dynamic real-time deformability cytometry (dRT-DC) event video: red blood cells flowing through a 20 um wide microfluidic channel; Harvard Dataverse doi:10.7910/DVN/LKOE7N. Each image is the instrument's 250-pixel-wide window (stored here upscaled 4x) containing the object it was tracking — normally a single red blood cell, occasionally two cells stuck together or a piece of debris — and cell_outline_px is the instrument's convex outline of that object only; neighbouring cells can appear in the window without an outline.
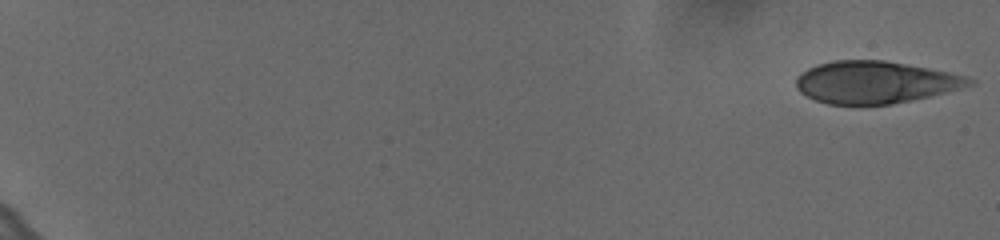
{"species": "human", "species_latin": "Homo sapiens", "temperature_condition": "cold", "stored_images_in_passage": 40, "camera_frame_rate_fps": 3000, "um_per_image_px": 0.085, "donor": {"sex": "female"}, "frame": {"image": 1, "passage_image": 1, "time_ms": 0.0, "image_size_px": [1000, 240], "cell_outline_px": [[976, 84], [912, 100], [892, 104], [828, 104], [816, 100], [800, 92], [796, 88], [796, 76], [808, 68], [816, 64], [832, 60], [884, 60], [928, 68], [968, 76], [976, 80]], "centroid_in_image_um": [74.38, 6.98], "position_along_channel_um": 10.6, "area_um2": 42.48}}
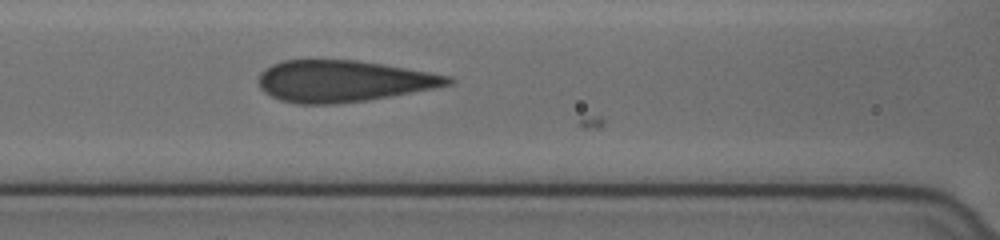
{"frame": {"image": 2, "passage_image": 29, "time_ms": 9.333, "image_size_px": [1000, 240], "cell_outline_px": [[452, 84], [432, 88], [368, 100], [336, 104], [296, 104], [280, 100], [264, 92], [260, 88], [256, 80], [260, 72], [272, 64], [284, 60], [356, 60], [428, 72], [448, 76], [452, 80]], "centroid_in_image_um": [29.07, 6.9], "position_along_channel_um": 137.5, "area_um2": 45.49}}
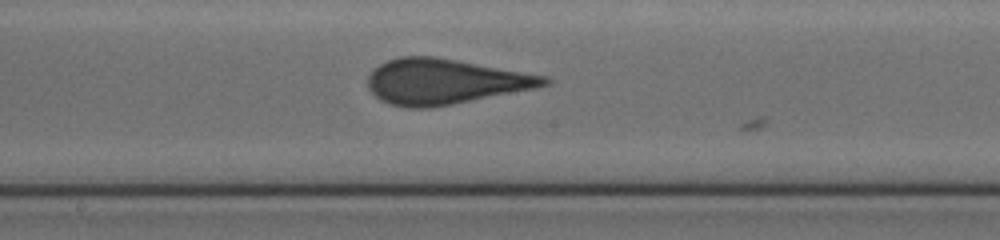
{"frame": {"image": 3, "passage_image": 35, "time_ms": 11.333, "image_size_px": [1000, 240], "cell_outline_px": [[552, 80], [548, 84], [532, 88], [432, 108], [408, 108], [392, 104], [380, 100], [368, 88], [368, 76], [380, 64], [388, 60], [400, 56], [436, 56], [548, 76]], "centroid_in_image_um": [37.78, 6.92], "position_along_channel_um": 210.4, "area_um2": 46.18}}